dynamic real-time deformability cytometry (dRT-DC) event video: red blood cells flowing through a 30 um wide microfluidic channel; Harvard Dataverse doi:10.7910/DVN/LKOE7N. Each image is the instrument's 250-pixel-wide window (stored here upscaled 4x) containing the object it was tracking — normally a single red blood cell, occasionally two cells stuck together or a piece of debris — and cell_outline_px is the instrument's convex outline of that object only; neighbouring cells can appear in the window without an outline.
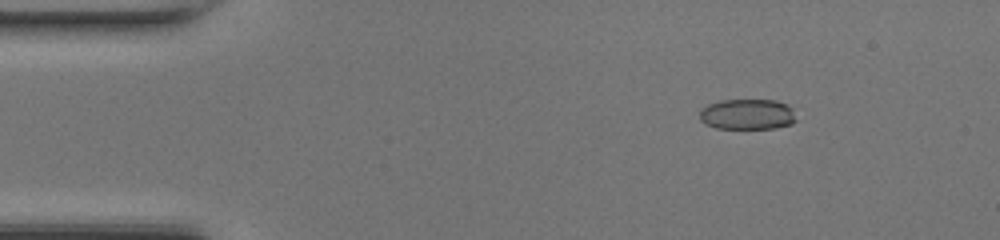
{"species": "common noctule bat (a hibernating species)", "species_latin": "Nyctalus noctula", "temperature_condition": "room temperature", "stored_images_in_passage": 48, "camera_frame_rate_fps": 3000, "um_per_image_px": 0.085, "animal": {"sex": "female", "body_mass_g": 17.0, "forearm_length_mm": 48.0}, "frame": {"image": 1, "passage_image": 7, "time_ms": 2.0, "image_size_px": [1000, 240], "cell_outline_px": [[796, 120], [792, 124], [776, 128], [716, 128], [700, 120], [700, 112], [708, 104], [720, 100], [776, 100], [788, 104], [792, 108]], "centroid_in_image_um": [63.57, 9.71], "position_along_channel_um": 21.4, "area_um2": 17.17}}
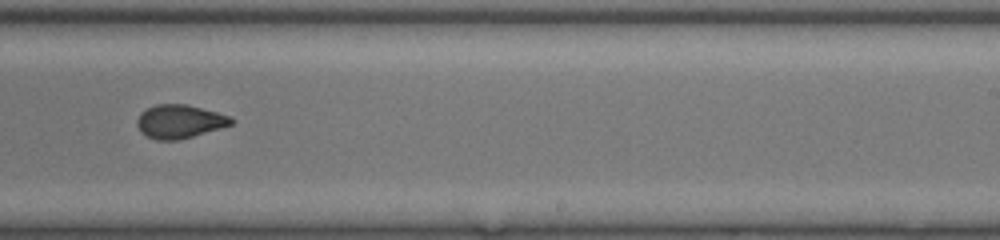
{"frame": {"image": 2, "passage_image": 30, "time_ms": 9.667, "image_size_px": [1000, 240], "cell_outline_px": [[236, 120], [232, 124], [220, 128], [180, 140], [156, 140], [140, 132], [136, 124], [136, 120], [140, 112], [156, 104], [184, 104], [216, 112], [228, 116]], "centroid_in_image_um": [15.23, 10.33], "position_along_channel_um": 273.8, "area_um2": 18.32}}
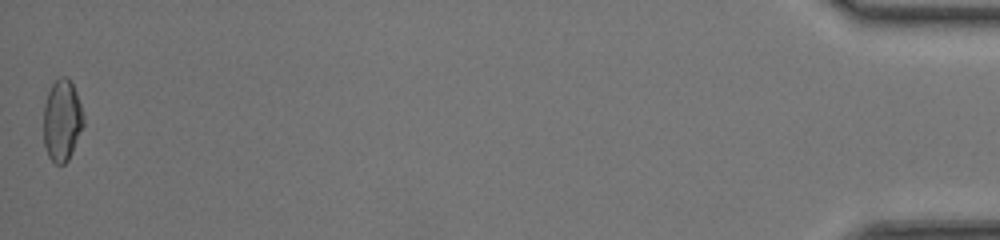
{"frame": {"image": 3, "passage_image": 48, "time_ms": 15.667, "image_size_px": [1000, 240], "cell_outline_px": [[84, 124], [72, 152], [68, 160], [64, 164], [56, 164], [48, 156], [44, 144], [44, 104], [48, 92], [52, 84], [60, 76], [64, 76], [72, 84], [76, 92], [84, 116]], "centroid_in_image_um": [5.27, 10.25], "position_along_channel_um": 429.9, "area_um2": 18.84}, "authors_computed_cell_mechanics": {"area_um2": 18.6405, "velocity_mm_per_s": 4.3537, "shape_relaxation_time_tau1_ms": 7.9523, "shape_relaxation_time_tau2_ms": 0.7357, "deformation_change_tau1": 0.2067, "deformation_change_tau2": 0.0503}}